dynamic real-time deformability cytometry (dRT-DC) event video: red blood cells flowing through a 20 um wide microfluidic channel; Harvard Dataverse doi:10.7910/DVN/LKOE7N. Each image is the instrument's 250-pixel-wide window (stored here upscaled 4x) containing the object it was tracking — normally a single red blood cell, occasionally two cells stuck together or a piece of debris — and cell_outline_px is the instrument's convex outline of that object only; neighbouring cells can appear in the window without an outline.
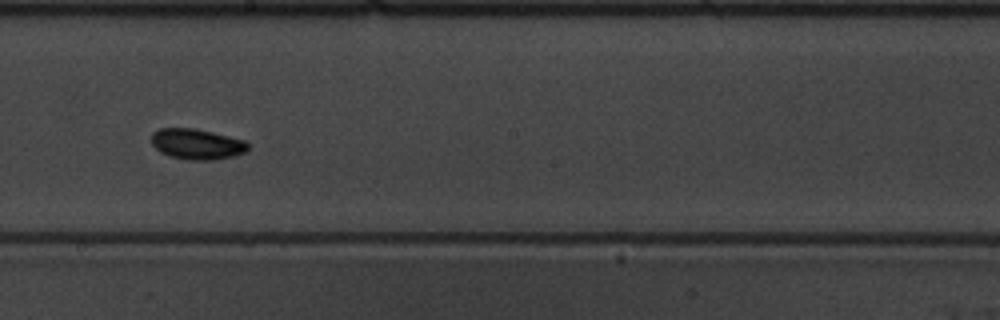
{"species": "common noctule bat (a hibernating species)", "species_latin": "Nyctalus noctula", "temperature_condition": "warm", "stored_images_in_passage": 41, "camera_frame_rate_fps": 3000, "um_per_image_px": 0.085, "animal": {"sex": "male", "body_mass_g": 19.5, "forearm_length_mm": 54.6}, "frame": {"image": 1, "passage_image": 18, "time_ms": 5.667, "image_size_px": [1000, 320], "cell_outline_px": [[248, 148], [244, 152], [232, 156], [212, 160], [184, 160], [168, 156], [160, 152], [152, 144], [152, 132], [160, 128], [196, 128], [244, 140], [248, 144]], "centroid_in_image_um": [16.69, 12.25], "position_along_channel_um": 231.5, "area_um2": 17.22}}
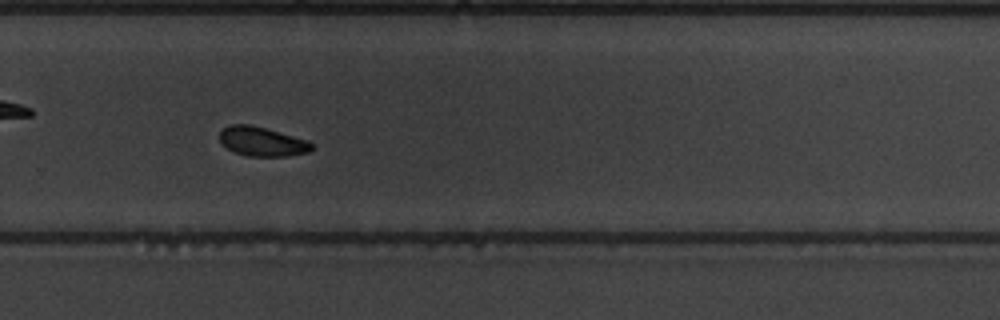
{"frame": {"image": 2, "passage_image": 24, "time_ms": 7.667, "image_size_px": [1000, 320], "cell_outline_px": [[316, 144], [308, 152], [288, 156], [248, 156], [236, 152], [220, 144], [220, 132], [224, 128], [232, 124], [248, 124], [264, 128], [308, 140]], "centroid_in_image_um": [22.29, 12.03], "position_along_channel_um": 307.5, "area_um2": 15.61}, "authors_computed_cell_mechanics": {"area_um2": 16.1262, "velocity_mm_per_s": 3.8145, "shape_relaxation_time_tau1_ms": null, "shape_relaxation_time_tau2_ms": 2.8551, "deformation_change_tau1": null, "deformation_change_tau2": 0.0629}}